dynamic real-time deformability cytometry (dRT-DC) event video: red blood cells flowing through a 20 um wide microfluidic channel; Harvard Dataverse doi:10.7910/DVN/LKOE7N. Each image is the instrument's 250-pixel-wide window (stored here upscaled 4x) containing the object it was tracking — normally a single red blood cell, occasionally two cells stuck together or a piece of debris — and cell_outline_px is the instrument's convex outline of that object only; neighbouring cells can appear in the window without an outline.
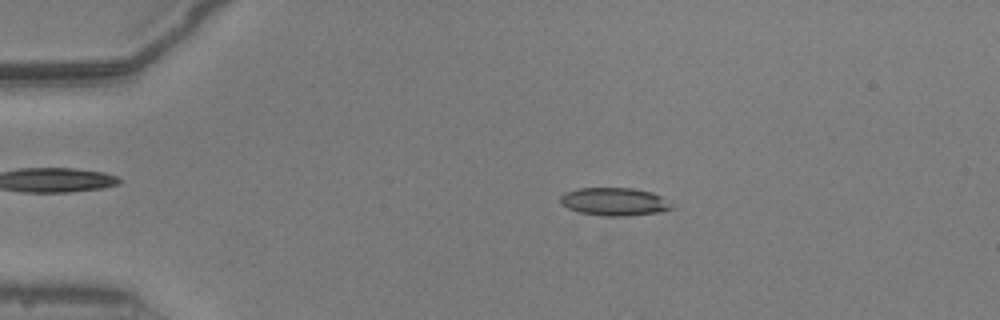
{"species": "common noctule bat (a hibernating species)", "species_latin": "Nyctalus noctula", "temperature_condition": "warm", "stored_images_in_passage": 51, "camera_frame_rate_fps": 3000, "um_per_image_px": 0.085, "animal": {"sex": "male", "body_mass_g": 20.5, "forearm_length_mm": 52.5}, "frame": {"image": 1, "passage_image": 10, "time_ms": 3.0, "image_size_px": [1000, 320], "cell_outline_px": [[676, 208], [656, 212], [624, 216], [604, 216], [580, 212], [568, 208], [560, 204], [560, 196], [564, 192], [576, 188], [632, 188], [652, 192], [660, 196]], "centroid_in_image_um": [52.17, 17.13], "position_along_channel_um": 32.8, "area_um2": 18.09}}
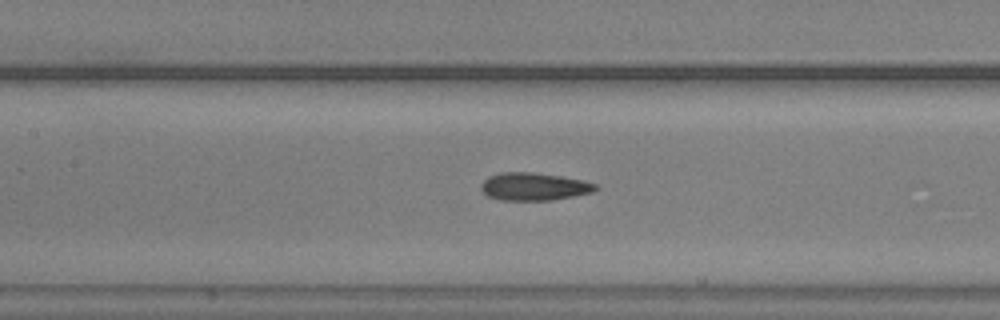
{"frame": {"image": 2, "passage_image": 24, "time_ms": 7.667, "image_size_px": [1000, 320], "cell_outline_px": [[600, 188], [592, 192], [552, 200], [500, 200], [488, 196], [480, 188], [480, 184], [488, 176], [500, 172], [532, 172], [560, 176], [580, 180], [596, 184]], "centroid_in_image_um": [45.35, 15.85], "position_along_channel_um": 162.0, "area_um2": 18.44}}
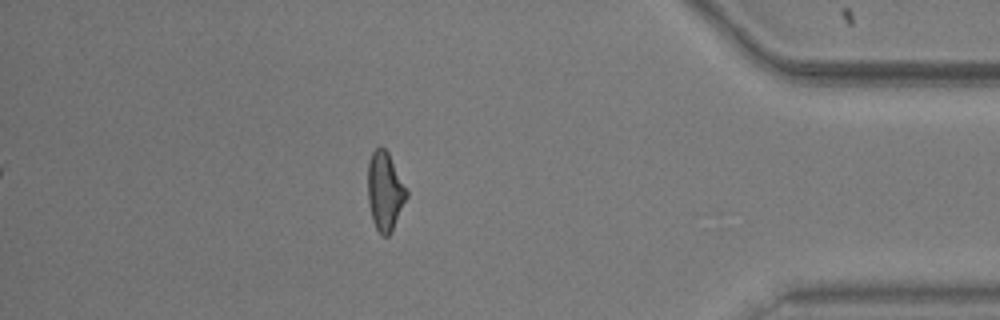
{"frame": {"image": 3, "passage_image": 45, "time_ms": 14.667, "image_size_px": [1000, 320], "cell_outline_px": [[408, 196], [392, 232], [388, 236], [384, 236], [376, 228], [372, 220], [368, 204], [368, 164], [372, 152], [380, 144], [388, 152], [408, 192]], "centroid_in_image_um": [32.72, 16.26], "position_along_channel_um": 402.5, "area_um2": 17.8}, "authors_computed_cell_mechanics": {"area_um2": 17.8024, "velocity_mm_per_s": 3.9354, "shape_relaxation_time_tau1_ms": null, "shape_relaxation_time_tau2_ms": 2.1574, "deformation_change_tau1": null, "deformation_change_tau2": 0.1109}}